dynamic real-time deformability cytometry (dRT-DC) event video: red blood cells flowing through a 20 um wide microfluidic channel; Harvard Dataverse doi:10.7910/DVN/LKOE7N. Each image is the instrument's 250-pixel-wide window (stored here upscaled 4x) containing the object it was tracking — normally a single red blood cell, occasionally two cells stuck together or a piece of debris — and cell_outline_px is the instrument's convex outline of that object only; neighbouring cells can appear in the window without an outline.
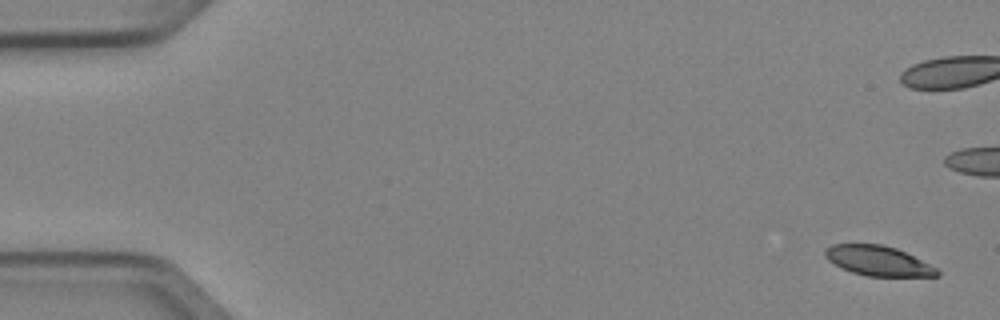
{"species": "Egyptian fruit bat (a non-hibernating species)", "species_latin": "Rousettus aegyptiacus", "temperature_condition": "cold", "stored_images_in_passage": 6, "camera_frame_rate_fps": 3000, "um_per_image_px": 0.085, "animal": {"sex": "female"}, "frame": {"image": 1, "passage_image": 1, "time_ms": 0.0, "image_size_px": [1000, 320], "cell_outline_px": [[940, 276], [868, 276], [852, 272], [828, 260], [824, 256], [824, 252], [832, 244], [880, 244], [896, 248], [936, 268], [940, 272]], "centroid_in_image_um": [74.63, 22.17], "position_along_channel_um": 10.4, "area_um2": 19.07}}